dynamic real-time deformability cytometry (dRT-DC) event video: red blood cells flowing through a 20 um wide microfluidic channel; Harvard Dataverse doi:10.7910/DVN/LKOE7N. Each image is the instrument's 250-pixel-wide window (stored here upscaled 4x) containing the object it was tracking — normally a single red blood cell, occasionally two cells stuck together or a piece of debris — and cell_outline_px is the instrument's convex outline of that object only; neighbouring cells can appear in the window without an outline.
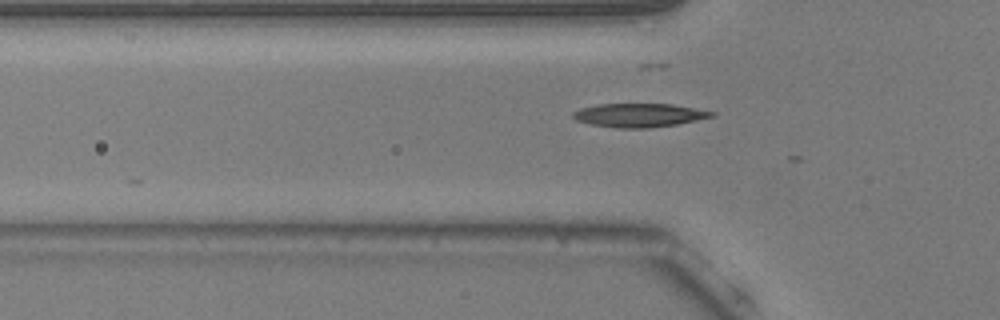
{"species": "common noctule bat (a hibernating species)", "species_latin": "Nyctalus noctula", "temperature_condition": "warm", "stored_images_in_passage": 9, "camera_frame_rate_fps": 3000, "um_per_image_px": 0.085, "animal": {"sex": "male", "body_mass_g": 20.5, "forearm_length_mm": 52.5}, "frame": {"image": 1, "passage_image": 2, "time_ms": 0.333, "image_size_px": [1000, 320], "cell_outline_px": [[716, 116], [676, 124], [648, 128], [620, 128], [592, 124], [576, 120], [572, 116], [572, 112], [580, 108], [596, 104], [672, 104], [716, 112]], "centroid_in_image_um": [54.32, 9.78], "position_along_channel_um": 71.5, "area_um2": 19.02}}
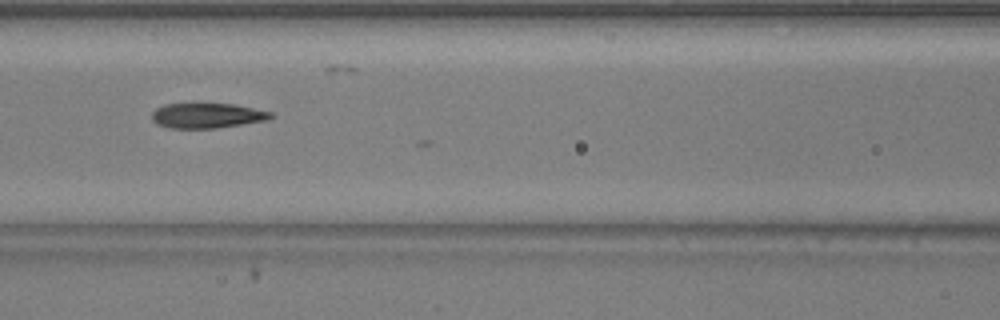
{"frame": {"image": 2, "passage_image": 8, "time_ms": 2.333, "image_size_px": [1000, 320], "cell_outline_px": [[276, 116], [268, 120], [216, 128], [168, 128], [156, 124], [152, 120], [152, 112], [156, 108], [164, 104], [192, 100], [236, 104], [272, 112]], "centroid_in_image_um": [17.57, 9.76], "position_along_channel_um": 149.0, "area_um2": 18.5}}